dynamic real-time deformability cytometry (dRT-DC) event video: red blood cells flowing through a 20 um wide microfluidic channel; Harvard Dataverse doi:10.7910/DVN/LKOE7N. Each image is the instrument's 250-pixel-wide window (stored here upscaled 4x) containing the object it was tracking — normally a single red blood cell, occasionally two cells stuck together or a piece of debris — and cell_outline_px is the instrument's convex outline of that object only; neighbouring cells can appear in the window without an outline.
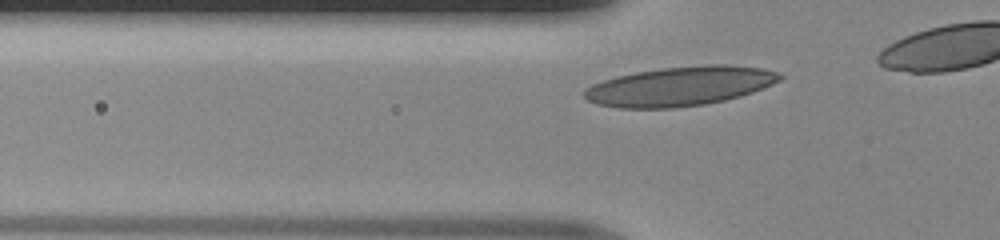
{"species": "human", "species_latin": "Homo sapiens", "temperature_condition": "room temperature", "stored_images_in_passage": 9, "camera_frame_rate_fps": 3000, "um_per_image_px": 0.085, "donor": {"sex": "male"}, "frame": {"image": 1, "passage_image": 3, "time_ms": 0.667, "image_size_px": [1000, 240], "cell_outline_px": [[784, 76], [780, 80], [772, 84], [752, 92], [740, 96], [724, 100], [704, 104], [672, 108], [620, 108], [596, 104], [588, 100], [584, 96], [584, 88], [592, 84], [616, 76], [636, 72], [664, 68], [708, 64], [724, 64], [764, 68], [780, 72]], "centroid_in_image_um": [57.81, 7.32], "position_along_channel_um": 68.0, "area_um2": 44.74}}
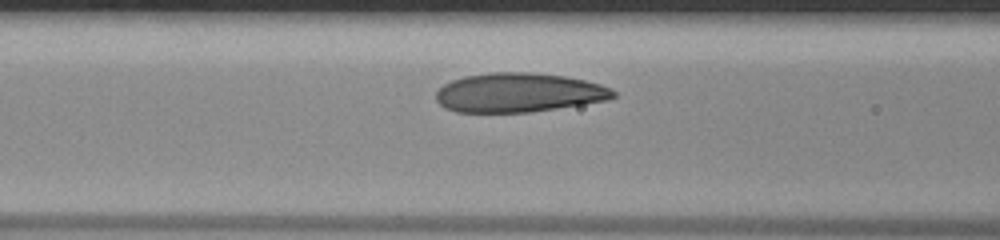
{"frame": {"image": 2, "passage_image": 7, "time_ms": 2.0, "image_size_px": [1000, 240], "cell_outline_px": [[616, 96], [608, 100], [556, 108], [528, 112], [456, 112], [444, 108], [436, 100], [436, 92], [444, 84], [452, 80], [464, 76], [492, 72], [528, 72], [564, 76], [584, 80], [600, 84], [612, 88], [616, 92]], "centroid_in_image_um": [44.08, 7.87], "position_along_channel_um": 122.5, "area_um2": 40.46}}